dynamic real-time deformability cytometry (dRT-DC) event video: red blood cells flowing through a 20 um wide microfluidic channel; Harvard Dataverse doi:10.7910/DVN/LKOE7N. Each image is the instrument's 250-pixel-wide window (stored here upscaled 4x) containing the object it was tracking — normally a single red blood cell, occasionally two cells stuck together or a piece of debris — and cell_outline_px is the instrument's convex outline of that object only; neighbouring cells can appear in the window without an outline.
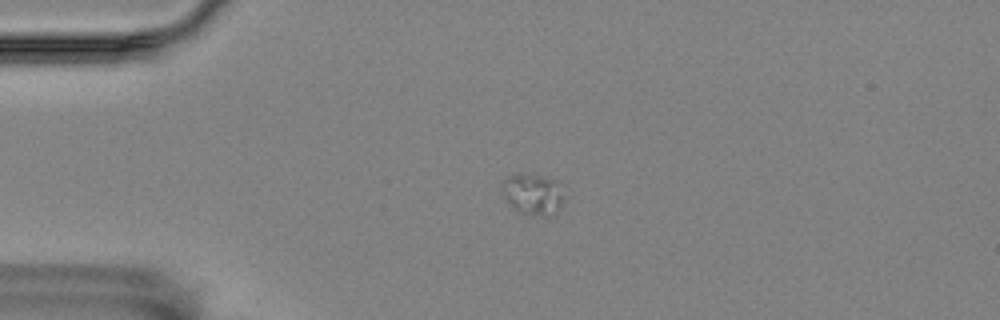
{"species": "Egyptian fruit bat (a non-hibernating species)", "species_latin": "Rousettus aegyptiacus", "temperature_condition": "room temperature", "stored_images_in_passage": 6, "camera_frame_rate_fps": 3000, "um_per_image_px": 0.085, "animal": {"sex": "female"}, "frame": {"image": 1, "passage_image": 4, "time_ms": 1.0, "image_size_px": [1000, 320], "cell_outline_px": [[560, 204], [556, 212], [520, 212], [508, 200], [500, 184], [500, 180], [508, 176], [540, 176], [556, 180], [560, 196]], "centroid_in_image_um": [45.21, 16.44], "position_along_channel_um": 39.8, "area_um2": 13.12}}